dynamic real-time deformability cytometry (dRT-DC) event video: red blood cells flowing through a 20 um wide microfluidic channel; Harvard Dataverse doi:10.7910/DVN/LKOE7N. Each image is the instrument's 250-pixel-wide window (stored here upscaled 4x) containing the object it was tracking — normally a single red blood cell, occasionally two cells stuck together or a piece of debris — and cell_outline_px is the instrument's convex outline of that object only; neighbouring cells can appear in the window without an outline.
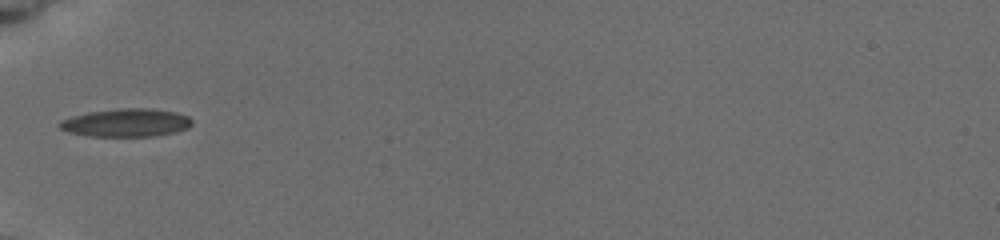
{"species": "common noctule bat (a hibernating species)", "species_latin": "Nyctalus noctula", "temperature_condition": "cold", "stored_images_in_passage": 7, "camera_frame_rate_fps": 3000, "um_per_image_px": 0.085, "animal": {"sex": "female", "body_mass_g": 19.5, "forearm_length_mm": 54.1}, "frame": {"image": 1, "passage_image": 1, "time_ms": 0.0, "image_size_px": [1000, 240], "cell_outline_px": [[192, 124], [188, 128], [176, 132], [156, 136], [92, 136], [68, 132], [60, 128], [56, 124], [60, 120], [72, 116], [88, 112], [120, 108], [148, 108], [176, 112], [188, 116], [192, 120]], "centroid_in_image_um": [10.72, 10.43], "position_along_channel_um": 74.3, "area_um2": 21.79}}
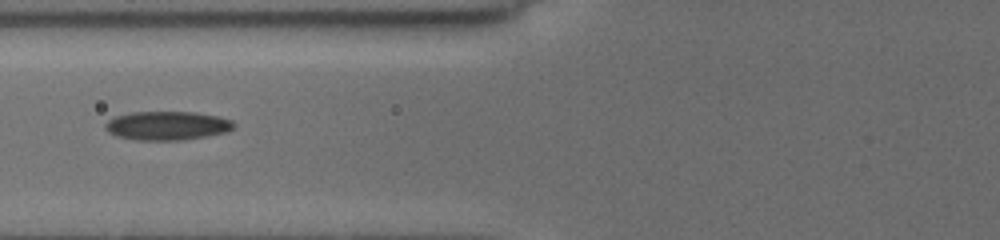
{"frame": {"image": 2, "passage_image": 3, "time_ms": 1.0, "image_size_px": [1000, 240], "cell_outline_px": [[236, 124], [228, 132], [208, 136], [184, 140], [136, 140], [116, 136], [108, 132], [104, 128], [104, 124], [108, 120], [116, 116], [132, 112], [196, 112], [216, 116], [232, 120]], "centroid_in_image_um": [14.21, 10.69], "position_along_channel_um": 111.6, "area_um2": 21.73}}
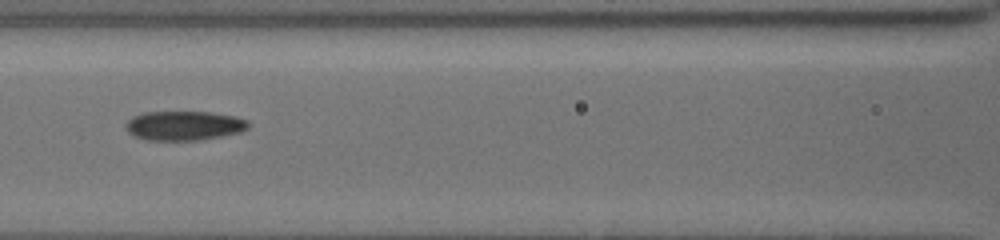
{"frame": {"image": 3, "passage_image": 5, "time_ms": 2.0, "image_size_px": [1000, 240], "cell_outline_px": [[248, 128], [240, 132], [200, 140], [148, 140], [136, 136], [128, 132], [124, 124], [132, 116], [144, 112], [212, 112], [232, 116], [248, 120]], "centroid_in_image_um": [15.62, 10.67], "position_along_channel_um": 151.0, "area_um2": 20.87}}